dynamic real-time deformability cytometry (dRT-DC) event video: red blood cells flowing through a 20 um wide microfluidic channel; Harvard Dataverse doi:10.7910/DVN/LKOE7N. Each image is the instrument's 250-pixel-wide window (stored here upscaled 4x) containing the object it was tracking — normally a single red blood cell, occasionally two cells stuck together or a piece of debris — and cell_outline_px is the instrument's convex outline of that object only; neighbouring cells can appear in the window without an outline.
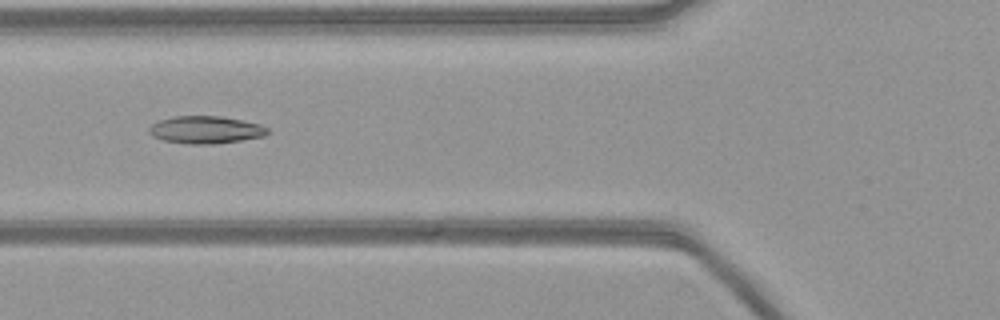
{"species": "common noctule bat (a hibernating species)", "species_latin": "Nyctalus noctula", "temperature_condition": "warm", "stored_images_in_passage": 54, "camera_frame_rate_fps": 3000, "um_per_image_px": 0.085, "animal": {"sex": "female", "body_mass_g": 21.9}, "frame": {"image": 1, "passage_image": 20, "time_ms": 6.333, "image_size_px": [1000, 320], "cell_outline_px": [[268, 132], [264, 136], [240, 140], [212, 144], [188, 144], [164, 140], [152, 136], [148, 132], [148, 128], [152, 124], [160, 120], [176, 116], [220, 116], [260, 124], [268, 128]], "centroid_in_image_um": [17.45, 11.03], "position_along_channel_um": 108.3, "area_um2": 18.79}}
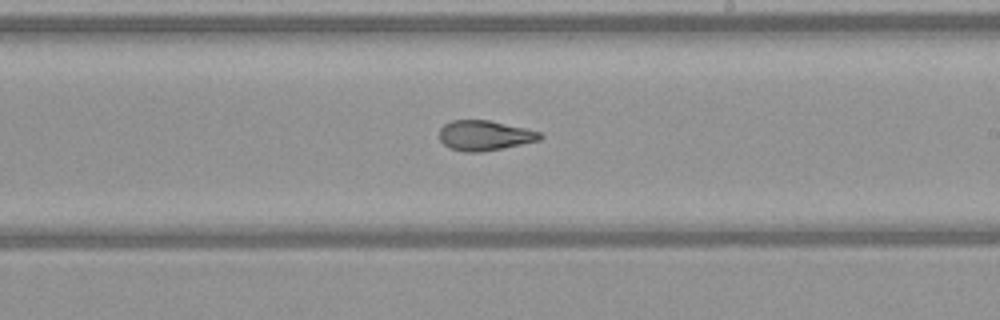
{"frame": {"image": 2, "passage_image": 31, "time_ms": 10.0, "image_size_px": [1000, 320], "cell_outline_px": [[544, 136], [540, 140], [484, 152], [464, 152], [452, 148], [444, 144], [440, 140], [440, 128], [444, 124], [452, 120], [488, 120], [524, 128], [540, 132]], "centroid_in_image_um": [41.19, 11.52], "position_along_channel_um": 247.8, "area_um2": 17.51}}
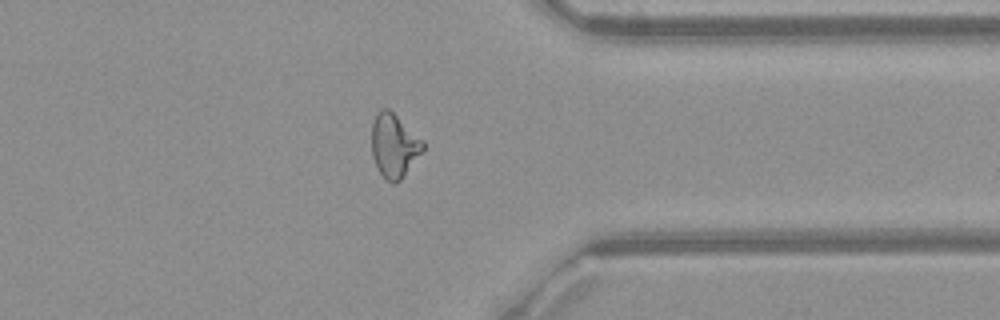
{"frame": {"image": 3, "passage_image": 42, "time_ms": 13.667, "image_size_px": [1000, 320], "cell_outline_px": [[424, 148], [400, 180], [392, 184], [376, 168], [372, 156], [372, 124], [380, 108], [388, 108], [424, 140]], "centroid_in_image_um": [33.48, 12.35], "position_along_channel_um": 377.9, "area_um2": 18.79}}